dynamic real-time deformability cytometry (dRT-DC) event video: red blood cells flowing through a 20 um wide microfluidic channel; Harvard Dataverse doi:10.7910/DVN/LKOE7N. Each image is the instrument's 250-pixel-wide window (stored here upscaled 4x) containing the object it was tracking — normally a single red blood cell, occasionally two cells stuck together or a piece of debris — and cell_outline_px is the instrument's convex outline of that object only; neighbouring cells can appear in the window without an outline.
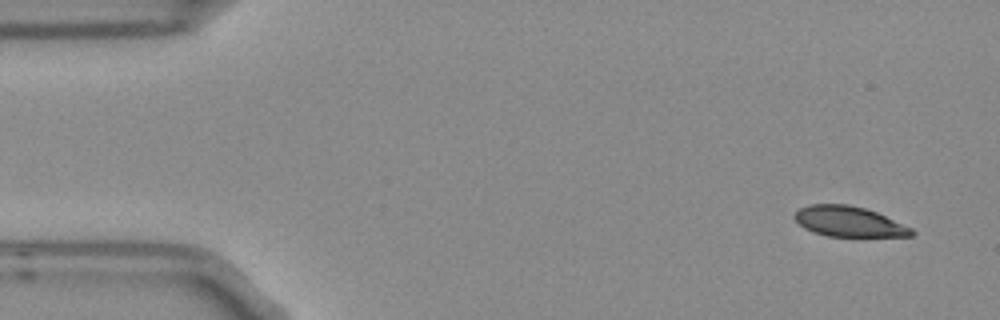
{"species": "Egyptian fruit bat (a non-hibernating species)", "species_latin": "Rousettus aegyptiacus", "temperature_condition": "room temperature", "stored_images_in_passage": 4, "segment_of_instrument_passage": [2, 2], "camera_frame_rate_fps": 3000, "um_per_image_px": 0.085, "frame": {"image": 1, "passage_image": 4, "time_ms": 1.0, "image_size_px": [1000, 320], "cell_outline_px": [[916, 232], [912, 236], [828, 236], [812, 232], [804, 228], [796, 220], [796, 212], [800, 208], [808, 204], [848, 204], [864, 208], [876, 212], [912, 228]], "centroid_in_image_um": [72.16, 18.83], "position_along_channel_um": 12.8, "area_um2": 20.46}}